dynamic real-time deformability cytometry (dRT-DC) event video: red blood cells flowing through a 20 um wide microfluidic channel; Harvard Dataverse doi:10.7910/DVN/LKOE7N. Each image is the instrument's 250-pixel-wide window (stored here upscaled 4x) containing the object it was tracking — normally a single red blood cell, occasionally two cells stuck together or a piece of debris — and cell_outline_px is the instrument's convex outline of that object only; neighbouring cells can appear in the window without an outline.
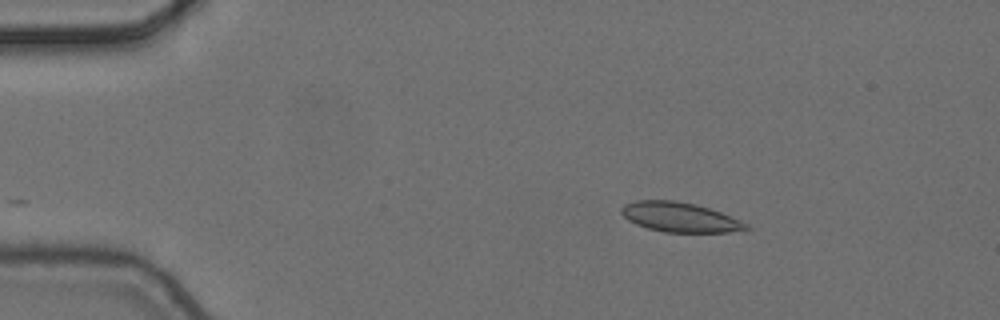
{"species": "common noctule bat (a hibernating species)", "species_latin": "Nyctalus noctula", "temperature_condition": "cold", "stored_images_in_passage": 5, "camera_frame_rate_fps": 3000, "um_per_image_px": 0.085, "animal": {"sex": "female", "body_mass_g": 24.6, "forearm_length_mm": 56.2}, "frame": {"image": 1, "passage_image": 3, "time_ms": 0.667, "image_size_px": [1000, 320], "cell_outline_px": [[752, 228], [744, 232], [664, 232], [648, 228], [636, 224], [628, 220], [620, 212], [620, 208], [624, 204], [636, 200], [676, 200], [696, 204], [720, 212], [740, 220], [748, 224]], "centroid_in_image_um": [57.82, 18.46], "position_along_channel_um": 27.2, "area_um2": 21.79}}